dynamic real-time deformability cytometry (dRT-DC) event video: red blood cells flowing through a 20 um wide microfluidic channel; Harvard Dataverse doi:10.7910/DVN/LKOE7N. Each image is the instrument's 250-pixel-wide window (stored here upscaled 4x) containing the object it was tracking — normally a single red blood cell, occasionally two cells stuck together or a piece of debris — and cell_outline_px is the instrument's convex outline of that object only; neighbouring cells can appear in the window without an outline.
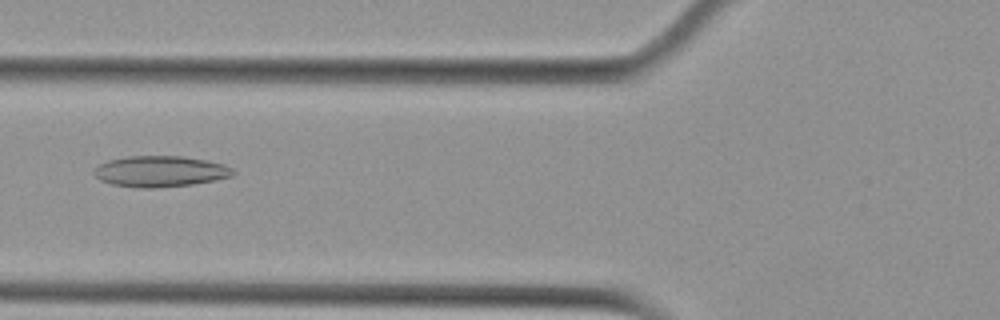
{"species": "Egyptian fruit bat (a non-hibernating species)", "species_latin": "Rousettus aegyptiacus", "temperature_condition": "cold", "stored_images_in_passage": 55, "camera_frame_rate_fps": 3000, "um_per_image_px": 0.085, "animal": {"sex": "female"}, "frame": {"image": 1, "passage_image": 21, "time_ms": 6.667, "image_size_px": [1000, 320], "cell_outline_px": [[236, 172], [232, 176], [216, 180], [192, 184], [156, 188], [140, 188], [112, 184], [100, 180], [92, 172], [100, 164], [108, 160], [128, 156], [184, 156], [208, 160], [224, 164], [232, 168]], "centroid_in_image_um": [13.65, 14.56], "position_along_channel_um": 112.2, "area_um2": 25.2}}
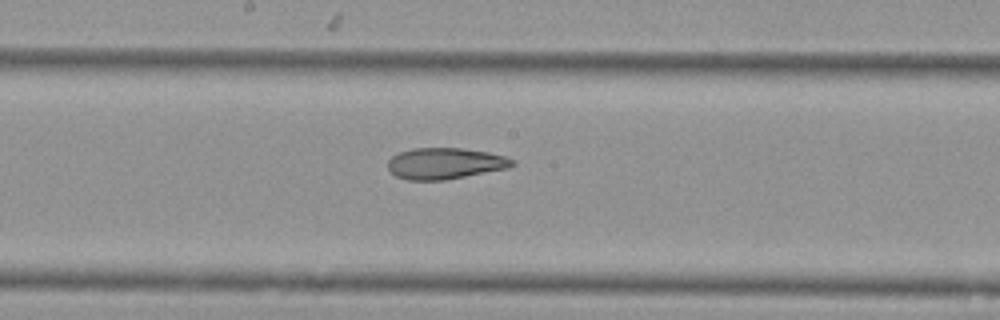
{"frame": {"image": 2, "passage_image": 29, "time_ms": 9.333, "image_size_px": [1000, 320], "cell_outline_px": [[516, 164], [508, 168], [444, 180], [408, 180], [396, 176], [388, 168], [388, 160], [392, 156], [400, 152], [412, 148], [460, 148], [488, 152], [504, 156], [516, 160]], "centroid_in_image_um": [37.84, 13.89], "position_along_channel_um": 210.4, "area_um2": 22.6}}
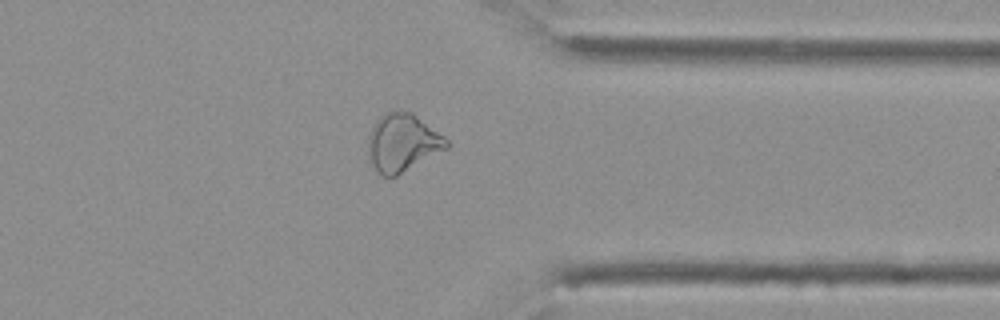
{"frame": {"image": 3, "passage_image": 43, "time_ms": 14.0, "image_size_px": [1000, 320], "cell_outline_px": [[448, 148], [396, 176], [380, 176], [376, 172], [372, 164], [368, 144], [368, 136], [376, 120], [380, 116], [396, 108], [412, 112], [444, 136], [448, 140]], "centroid_in_image_um": [34.21, 12.11], "position_along_channel_um": 377.2, "area_um2": 26.41}, "authors_computed_cell_mechanics": {"area_um2": 27.2816, "velocity_mm_per_s": 3.6856, "shape_relaxation_time_tau1_ms": null, "shape_relaxation_time_tau2_ms": 3.6309, "deformation_change_tau1": null, "deformation_change_tau2": 0.1242}}